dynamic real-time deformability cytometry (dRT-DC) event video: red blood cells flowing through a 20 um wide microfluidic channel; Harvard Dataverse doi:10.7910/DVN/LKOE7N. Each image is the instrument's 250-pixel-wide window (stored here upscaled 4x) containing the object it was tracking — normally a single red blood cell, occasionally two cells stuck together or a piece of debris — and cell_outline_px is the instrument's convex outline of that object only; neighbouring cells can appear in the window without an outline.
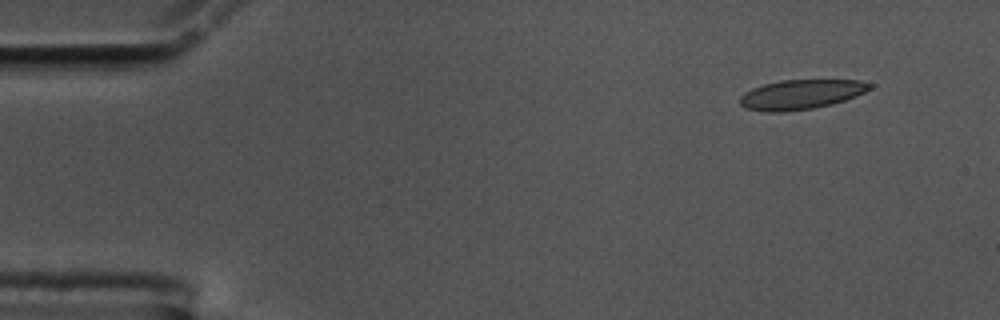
{"species": "common noctule bat (a hibernating species)", "species_latin": "Nyctalus noctula", "temperature_condition": "cold", "stored_images_in_passage": 52, "camera_frame_rate_fps": 3000, "um_per_image_px": 0.085, "animal": {"sex": "male", "body_mass_g": 17.5, "forearm_length_mm": 52.3}, "frame": {"image": 1, "passage_image": 1, "time_ms": 0.0, "image_size_px": [1000, 320], "cell_outline_px": [[872, 88], [856, 96], [832, 104], [812, 108], [784, 112], [768, 112], [748, 108], [740, 104], [740, 96], [744, 92], [752, 88], [764, 84], [784, 80], [860, 80], [872, 84]], "centroid_in_image_um": [68.09, 8.02], "position_along_channel_um": 16.9, "area_um2": 22.25}}
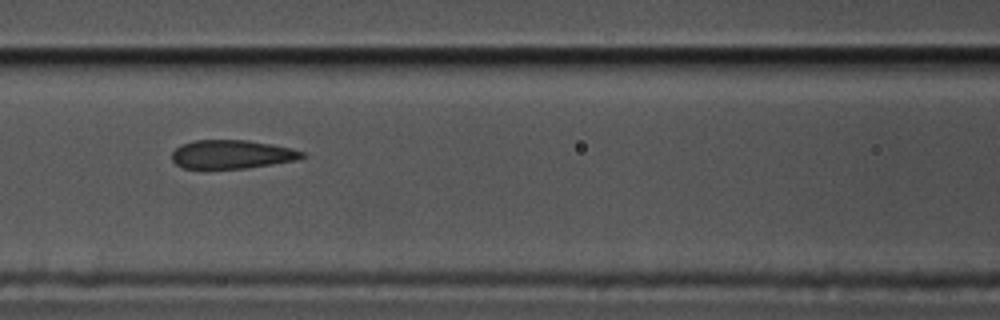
{"frame": {"image": 2, "passage_image": 20, "time_ms": 6.333, "image_size_px": [1000, 320], "cell_outline_px": [[308, 156], [296, 160], [272, 164], [244, 168], [184, 168], [176, 164], [172, 160], [172, 152], [180, 144], [192, 140], [248, 140], [272, 144], [292, 148], [304, 152]], "centroid_in_image_um": [19.72, 13.1], "position_along_channel_um": 146.9, "area_um2": 21.79}}
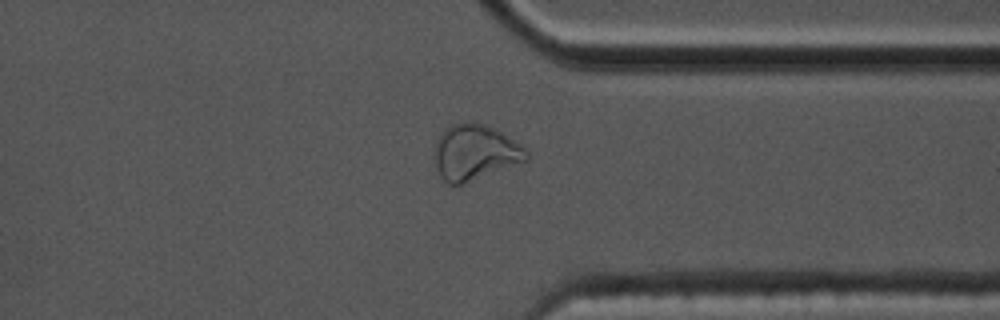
{"frame": {"image": 3, "passage_image": 39, "time_ms": 12.667, "image_size_px": [1000, 320], "cell_outline_px": [[528, 160], [460, 184], [448, 184], [440, 176], [436, 168], [432, 152], [436, 140], [440, 132], [444, 128], [452, 124], [468, 120], [484, 124], [496, 128], [520, 144], [528, 152]], "centroid_in_image_um": [40.31, 12.91], "position_along_channel_um": 371.1, "area_um2": 30.0}, "authors_computed_cell_mechanics": {"area_um2": 22.8599, "velocity_mm_per_s": 3.5685, "shape_relaxation_time_tau1_ms": null, "shape_relaxation_time_tau2_ms": 1.2243, "deformation_change_tau1": null, "deformation_change_tau2": 0.0719}}